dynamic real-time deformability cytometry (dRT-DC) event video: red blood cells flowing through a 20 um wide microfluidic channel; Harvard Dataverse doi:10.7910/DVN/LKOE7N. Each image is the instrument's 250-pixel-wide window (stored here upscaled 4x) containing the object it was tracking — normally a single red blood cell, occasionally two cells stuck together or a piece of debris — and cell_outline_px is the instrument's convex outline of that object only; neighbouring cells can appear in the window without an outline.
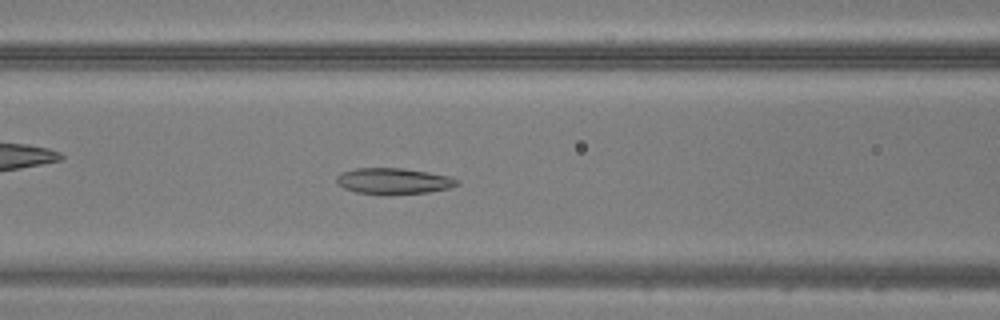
{"species": "common noctule bat (a hibernating species)", "species_latin": "Nyctalus noctula", "temperature_condition": "warm", "stored_images_in_passage": 48, "camera_frame_rate_fps": 3000, "um_per_image_px": 0.085, "animal": {"sex": "male", "body_mass_g": 20.5, "forearm_length_mm": 52.5}, "frame": {"image": 1, "passage_image": 20, "time_ms": 6.333, "image_size_px": [1000, 320], "cell_outline_px": [[460, 184], [448, 188], [428, 192], [388, 196], [380, 196], [356, 192], [344, 188], [336, 180], [336, 176], [340, 172], [356, 168], [404, 168], [428, 172], [448, 176], [460, 180]], "centroid_in_image_um": [33.44, 15.41], "position_along_channel_um": 133.2, "area_um2": 18.73}}
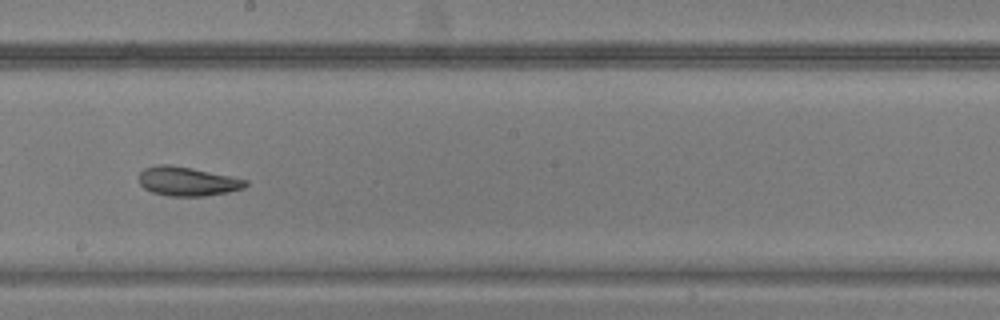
{"frame": {"image": 2, "passage_image": 27, "time_ms": 8.667, "image_size_px": [1000, 320], "cell_outline_px": [[248, 184], [244, 188], [228, 192], [204, 196], [168, 196], [152, 192], [144, 188], [140, 184], [140, 172], [144, 168], [160, 164], [172, 164], [192, 168], [248, 180]], "centroid_in_image_um": [15.92, 15.41], "position_along_channel_um": 232.3, "area_um2": 18.03}}
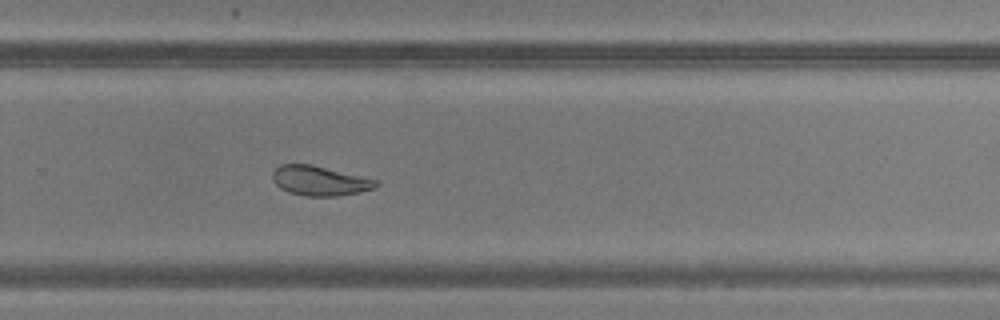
{"frame": {"image": 3, "passage_image": 32, "time_ms": 10.333, "image_size_px": [1000, 320], "cell_outline_px": [[380, 184], [376, 188], [360, 192], [336, 196], [304, 196], [288, 192], [280, 188], [276, 184], [272, 176], [272, 172], [280, 164], [308, 164], [376, 180]], "centroid_in_image_um": [27.15, 15.38], "position_along_channel_um": 302.7, "area_um2": 17.63}}